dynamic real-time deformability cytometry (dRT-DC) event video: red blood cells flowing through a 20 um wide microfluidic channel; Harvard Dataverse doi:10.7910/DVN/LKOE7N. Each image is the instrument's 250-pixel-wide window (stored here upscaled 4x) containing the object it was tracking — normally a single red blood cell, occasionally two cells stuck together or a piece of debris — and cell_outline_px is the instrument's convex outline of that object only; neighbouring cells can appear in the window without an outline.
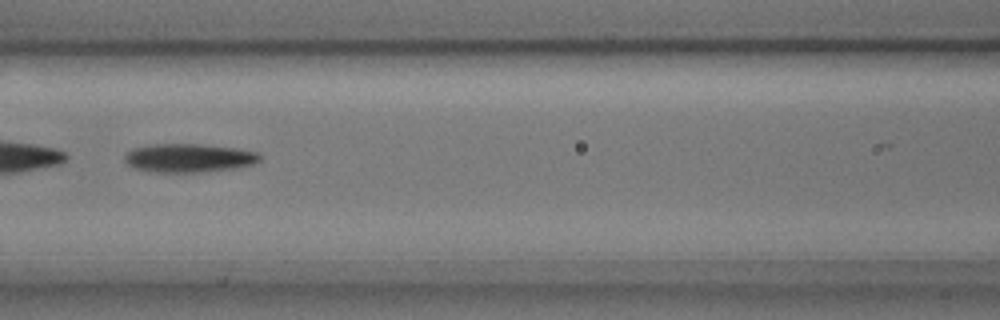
{"species": "common noctule bat (a hibernating species)", "species_latin": "Nyctalus noctula", "temperature_condition": "cold", "stored_images_in_passage": 13, "camera_frame_rate_fps": 3000, "um_per_image_px": 0.085, "animal": {"sex": "male", "body_mass_g": 17.9, "forearm_length_mm": 54.2}, "frame": {"image": 1, "passage_image": 4, "time_ms": 1.0, "image_size_px": [1000, 320], "cell_outline_px": [[260, 160], [252, 164], [236, 168], [200, 172], [148, 172], [132, 168], [124, 160], [124, 156], [132, 148], [152, 144], [200, 144], [236, 148], [256, 152], [260, 156]], "centroid_in_image_um": [16.0, 13.43], "position_along_channel_um": 150.6, "area_um2": 22.6}}
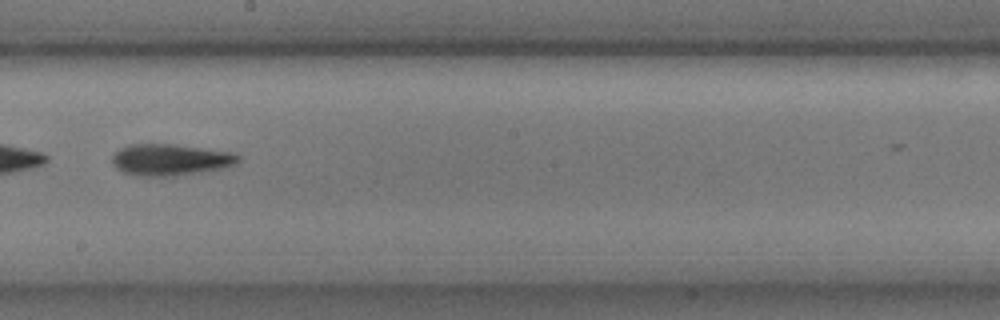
{"frame": {"image": 2, "passage_image": 6, "time_ms": 1.667, "image_size_px": [1000, 320], "cell_outline_px": [[240, 160], [236, 164], [224, 168], [172, 176], [136, 176], [124, 172], [116, 168], [112, 164], [112, 156], [120, 148], [128, 144], [172, 144], [232, 152], [240, 156]], "centroid_in_image_um": [14.46, 13.58], "position_along_channel_um": 233.7, "area_um2": 23.12}}